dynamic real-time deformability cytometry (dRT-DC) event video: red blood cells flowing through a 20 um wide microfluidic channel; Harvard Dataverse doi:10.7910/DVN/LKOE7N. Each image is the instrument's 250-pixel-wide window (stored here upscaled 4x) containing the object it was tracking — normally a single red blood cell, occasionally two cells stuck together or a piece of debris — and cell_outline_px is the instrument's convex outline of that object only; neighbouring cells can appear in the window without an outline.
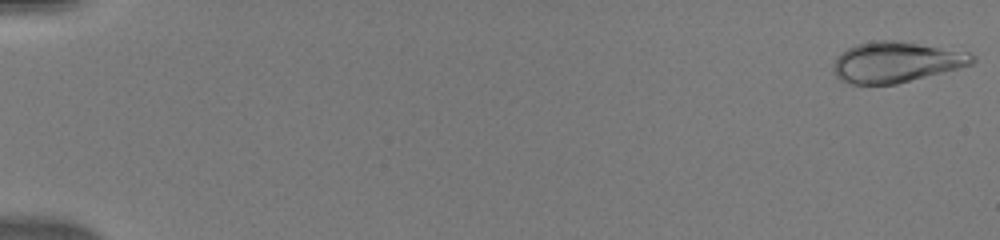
{"species": "human", "species_latin": "Homo sapiens", "temperature_condition": "warm", "stored_images_in_passage": 50, "camera_frame_rate_fps": 3000, "um_per_image_px": 0.085, "donor": {"sex": "male"}, "frame": {"image": 1, "passage_image": 1, "time_ms": 0.0, "image_size_px": [1000, 240], "cell_outline_px": [[976, 60], [972, 64], [896, 84], [852, 84], [840, 80], [832, 72], [832, 64], [836, 56], [848, 48], [856, 44], [872, 40], [896, 40], [968, 52], [976, 56]], "centroid_in_image_um": [76.11, 5.27], "position_along_channel_um": 8.9, "area_um2": 32.89}}
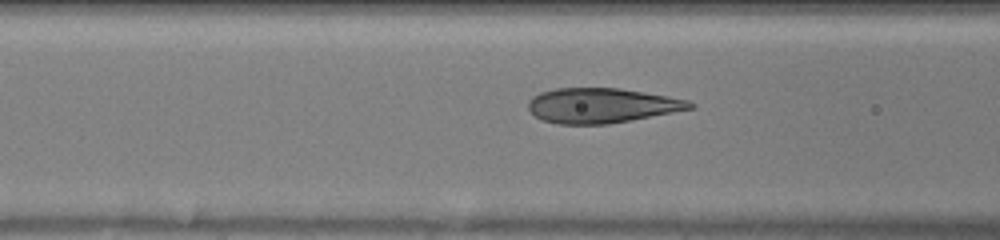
{"frame": {"image": 2, "passage_image": 22, "time_ms": 7.0, "image_size_px": [1000, 240], "cell_outline_px": [[696, 108], [608, 124], [556, 124], [544, 120], [536, 116], [528, 108], [528, 100], [532, 96], [540, 92], [556, 88], [620, 88], [668, 96], [688, 100], [696, 104]], "centroid_in_image_um": [51.15, 8.96], "position_along_channel_um": 115.5, "area_um2": 32.89}}
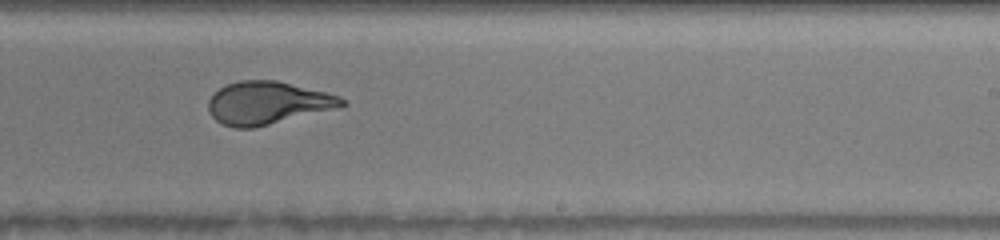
{"frame": {"image": 3, "passage_image": 33, "time_ms": 10.667, "image_size_px": [1000, 240], "cell_outline_px": [[348, 104], [340, 108], [256, 128], [236, 128], [224, 124], [216, 120], [212, 116], [208, 108], [208, 100], [220, 88], [228, 84], [240, 80], [276, 80], [340, 96]], "centroid_in_image_um": [22.78, 8.77], "position_along_channel_um": 266.2, "area_um2": 33.35}}